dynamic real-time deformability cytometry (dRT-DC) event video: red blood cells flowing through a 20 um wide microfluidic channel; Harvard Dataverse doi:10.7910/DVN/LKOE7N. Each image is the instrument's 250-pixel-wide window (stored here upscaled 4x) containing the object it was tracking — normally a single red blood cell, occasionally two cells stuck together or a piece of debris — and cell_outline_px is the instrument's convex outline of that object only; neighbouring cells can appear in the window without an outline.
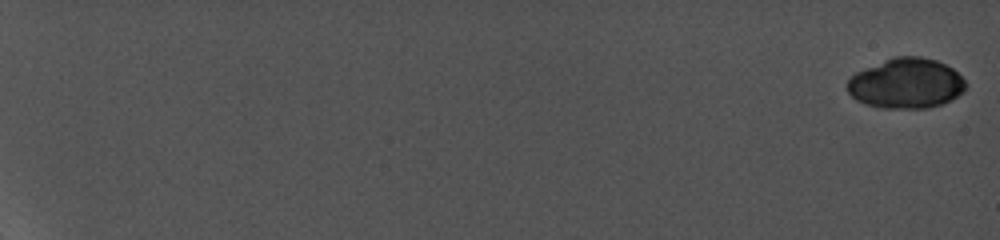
{"species": "common noctule bat (a hibernating species)", "species_latin": "Nyctalus noctula", "temperature_condition": "cold", "stored_images_in_passage": 11, "camera_frame_rate_fps": 5000, "um_per_image_px": 0.085, "animal": {"sex": "female", "body_mass_g": 19.0, "forearm_length_mm": 56.7}, "frame": {"image": 1, "passage_image": 1, "time_ms": 0.0, "image_size_px": [1000, 240], "cell_outline_px": [[968, 84], [964, 92], [940, 104], [928, 108], [884, 108], [864, 104], [856, 100], [848, 92], [848, 80], [856, 72], [892, 56], [920, 56], [936, 60], [952, 68]], "centroid_in_image_um": [77.02, 7.08], "position_along_channel_um": 8.0, "area_um2": 34.56}}